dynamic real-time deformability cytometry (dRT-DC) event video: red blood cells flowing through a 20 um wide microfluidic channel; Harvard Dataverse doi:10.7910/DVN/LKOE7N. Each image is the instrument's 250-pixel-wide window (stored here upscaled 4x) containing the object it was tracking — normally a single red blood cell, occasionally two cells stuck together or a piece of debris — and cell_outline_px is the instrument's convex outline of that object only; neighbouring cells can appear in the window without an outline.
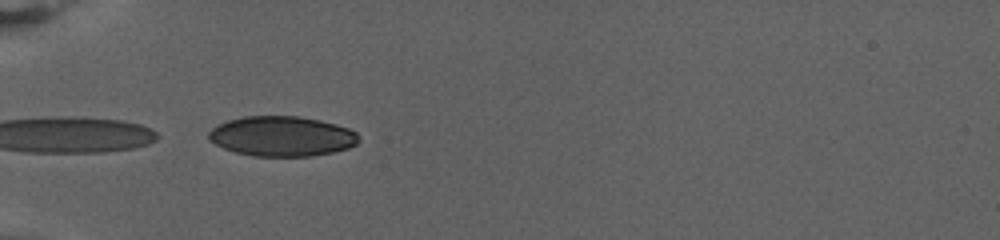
{"species": "human", "species_latin": "Homo sapiens", "temperature_condition": "warm", "stored_images_in_passage": 22, "camera_frame_rate_fps": 3000, "um_per_image_px": 0.085, "donor": {"sex": "female"}, "frame": {"image": 1, "passage_image": 1, "time_ms": 0.0, "image_size_px": [1000, 240], "cell_outline_px": [[360, 140], [356, 144], [348, 148], [332, 152], [312, 156], [252, 156], [236, 152], [224, 148], [208, 140], [208, 132], [216, 124], [228, 120], [244, 116], [300, 116], [320, 120], [336, 124], [348, 128], [356, 132]], "centroid_in_image_um": [23.94, 11.57], "position_along_channel_um": 61.1, "area_um2": 35.14}}
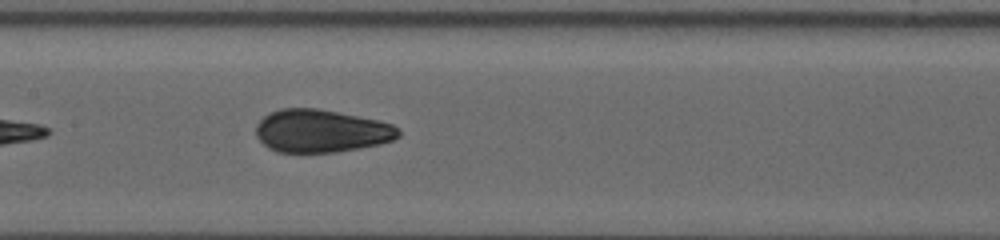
{"frame": {"image": 2, "passage_image": 13, "time_ms": 4.0, "image_size_px": [1000, 240], "cell_outline_px": [[400, 136], [392, 140], [380, 144], [336, 152], [276, 152], [268, 148], [256, 136], [256, 124], [264, 116], [280, 108], [316, 108], [380, 120], [392, 124], [400, 128]], "centroid_in_image_um": [27.31, 11.13], "position_along_channel_um": 180.1, "area_um2": 35.66}}
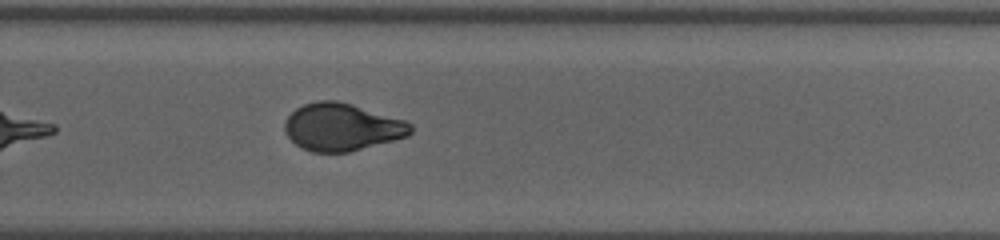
{"frame": {"image": 3, "passage_image": 22, "time_ms": 7.0, "image_size_px": [1000, 240], "cell_outline_px": [[412, 132], [408, 136], [348, 152], [312, 152], [300, 148], [288, 136], [284, 128], [284, 120], [296, 108], [304, 104], [320, 100], [336, 100], [352, 104], [404, 120], [412, 124]], "centroid_in_image_um": [29.04, 10.8], "position_along_channel_um": 300.8, "area_um2": 34.68}}